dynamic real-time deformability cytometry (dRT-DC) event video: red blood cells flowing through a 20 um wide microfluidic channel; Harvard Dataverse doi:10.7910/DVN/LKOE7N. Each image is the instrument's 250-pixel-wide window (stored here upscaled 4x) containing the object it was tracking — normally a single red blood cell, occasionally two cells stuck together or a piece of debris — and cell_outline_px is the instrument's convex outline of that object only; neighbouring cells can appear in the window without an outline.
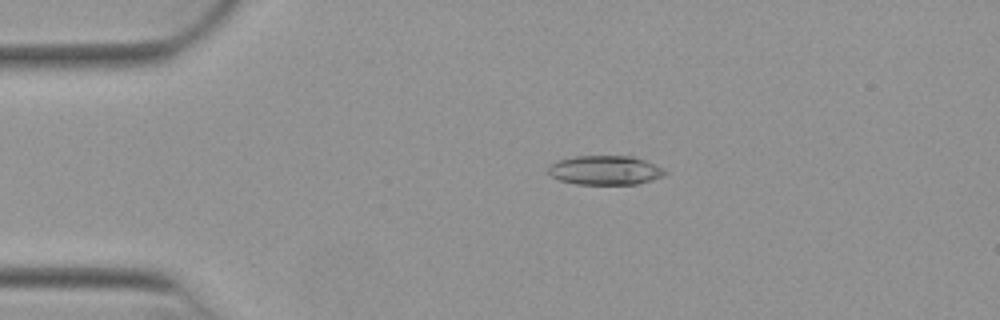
{"species": "Egyptian fruit bat (a non-hibernating species)", "species_latin": "Rousettus aegyptiacus", "temperature_condition": "warm", "stored_images_in_passage": 46, "camera_frame_rate_fps": 3000, "um_per_image_px": 0.085, "animal": {"sex": "female"}, "frame": {"image": 1, "passage_image": 5, "time_ms": 1.333, "image_size_px": [1000, 320], "cell_outline_px": [[668, 172], [664, 176], [652, 180], [636, 184], [576, 184], [560, 180], [552, 176], [548, 172], [548, 168], [552, 164], [560, 160], [576, 156], [632, 156], [656, 164], [664, 168]], "centroid_in_image_um": [51.49, 14.47], "position_along_channel_um": 33.5, "area_um2": 19.83}}
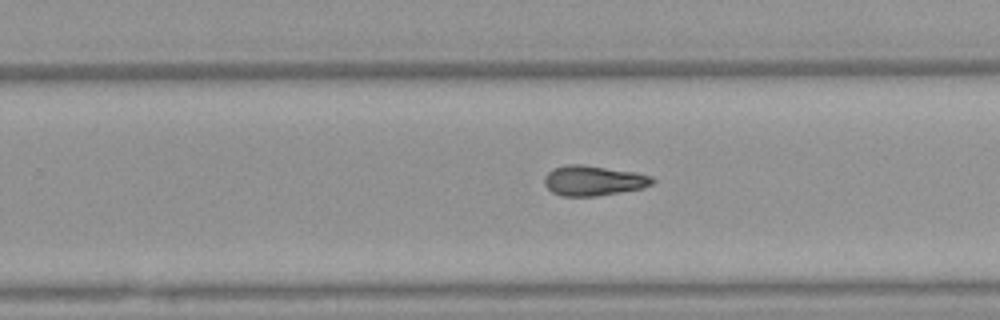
{"frame": {"image": 2, "passage_image": 27, "time_ms": 8.667, "image_size_px": [1000, 320], "cell_outline_px": [[656, 180], [652, 184], [644, 188], [596, 196], [560, 196], [552, 192], [544, 184], [544, 176], [552, 168], [568, 164], [584, 164], [636, 172], [652, 176]], "centroid_in_image_um": [50.44, 15.34], "position_along_channel_um": 279.4, "area_um2": 19.19}}
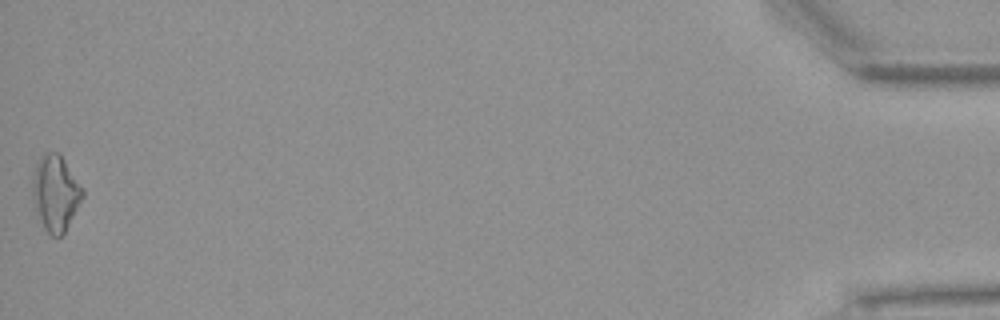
{"frame": {"image": 3, "passage_image": 46, "time_ms": 15.0, "image_size_px": [1000, 320], "cell_outline_px": [[84, 196], [64, 232], [60, 236], [52, 236], [44, 228], [36, 212], [32, 192], [32, 180], [36, 164], [40, 156], [44, 152], [60, 152], [84, 188]], "centroid_in_image_um": [4.73, 16.36], "position_along_channel_um": 430.5, "area_um2": 22.2}, "authors_computed_cell_mechanics": {"area_um2": 19.1029, "velocity_mm_per_s": 3.9418, "shape_relaxation_time_tau1_ms": 10.9459, "shape_relaxation_time_tau2_ms": 9.9436, "deformation_change_tau1": 0.2697, "deformation_change_tau2": 0.2298}}